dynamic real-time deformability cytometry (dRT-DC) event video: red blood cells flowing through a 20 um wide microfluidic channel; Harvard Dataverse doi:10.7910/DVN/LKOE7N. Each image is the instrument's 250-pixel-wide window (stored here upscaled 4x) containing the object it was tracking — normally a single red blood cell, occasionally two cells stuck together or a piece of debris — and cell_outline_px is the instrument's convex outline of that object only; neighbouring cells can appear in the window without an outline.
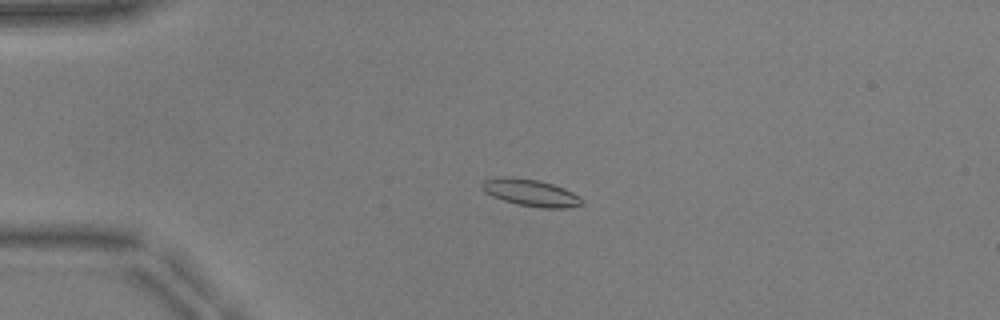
{"species": "common noctule bat (a hibernating species)", "species_latin": "Nyctalus noctula", "temperature_condition": "warm", "stored_images_in_passage": 16, "camera_frame_rate_fps": 3000, "um_per_image_px": 0.085, "animal": {"sex": "male", "body_mass_g": 17.9, "forearm_length_mm": 54.2}, "frame": {"image": 1, "passage_image": 9, "time_ms": 2.667, "image_size_px": [1000, 320], "cell_outline_px": [[584, 204], [564, 208], [540, 208], [516, 204], [492, 196], [484, 192], [480, 188], [480, 184], [484, 180], [496, 176], [512, 176], [540, 180], [564, 188], [580, 196], [584, 200]], "centroid_in_image_um": [45.07, 16.36], "position_along_channel_um": 39.9, "area_um2": 16.07}}